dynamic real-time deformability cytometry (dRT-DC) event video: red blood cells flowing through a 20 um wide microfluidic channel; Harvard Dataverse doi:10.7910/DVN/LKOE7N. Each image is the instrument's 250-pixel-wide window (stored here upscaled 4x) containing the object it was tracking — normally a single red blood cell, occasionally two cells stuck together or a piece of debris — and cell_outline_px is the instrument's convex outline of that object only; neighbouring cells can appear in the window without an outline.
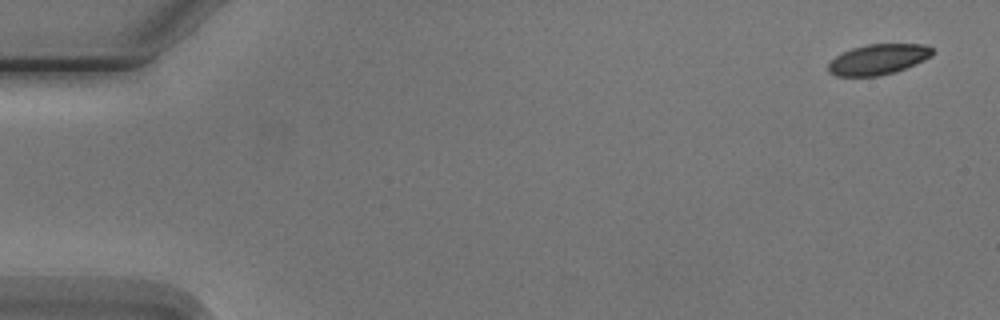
{"species": "Egyptian fruit bat (a non-hibernating species)", "species_latin": "Rousettus aegyptiacus", "temperature_condition": "cold", "stored_images_in_passage": 5, "camera_frame_rate_fps": 3000, "um_per_image_px": 0.085, "animal": {"sex": "male"}, "frame": {"image": 1, "passage_image": 1, "time_ms": 0.0, "image_size_px": [1000, 320], "cell_outline_px": [[936, 52], [932, 56], [924, 60], [896, 72], [880, 76], [836, 76], [828, 72], [828, 64], [836, 56], [852, 48], [868, 44], [924, 44], [932, 48]], "centroid_in_image_um": [74.67, 5.05], "position_along_channel_um": 10.3, "area_um2": 18.55}}
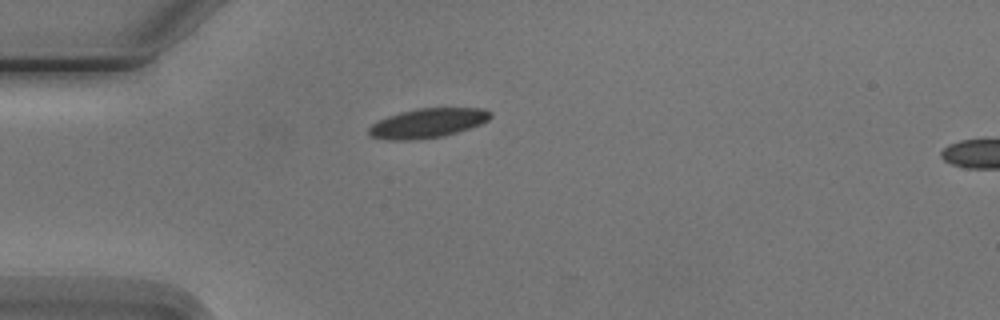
{"frame": {"image": 2, "passage_image": 4, "time_ms": 4.333, "image_size_px": [1000, 320], "cell_outline_px": [[492, 116], [488, 120], [480, 124], [444, 136], [412, 140], [388, 140], [372, 136], [368, 132], [368, 128], [372, 124], [388, 116], [400, 112], [416, 108], [484, 108], [492, 112]], "centroid_in_image_um": [36.36, 10.45], "position_along_channel_um": 48.6, "area_um2": 20.75}}